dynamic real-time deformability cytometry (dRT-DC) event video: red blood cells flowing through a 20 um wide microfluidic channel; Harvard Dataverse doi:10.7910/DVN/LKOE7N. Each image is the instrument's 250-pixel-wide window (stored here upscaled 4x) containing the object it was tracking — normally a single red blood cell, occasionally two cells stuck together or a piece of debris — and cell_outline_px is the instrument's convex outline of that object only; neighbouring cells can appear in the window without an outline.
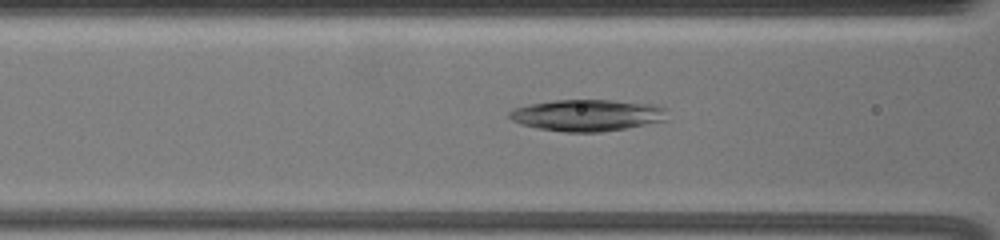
{"species": "common noctule bat (a hibernating species)", "species_latin": "Nyctalus noctula", "temperature_condition": "warm", "stored_images_in_passage": 44, "camera_frame_rate_fps": 3000, "um_per_image_px": 0.085, "animal": {"sex": "female", "body_mass_g": 19.5, "forearm_length_mm": 54.1}, "frame": {"image": 1, "passage_image": 15, "time_ms": 4.667, "image_size_px": [1000, 240], "cell_outline_px": [[668, 120], [604, 132], [564, 132], [536, 128], [520, 124], [512, 120], [508, 116], [508, 112], [512, 108], [528, 104], [552, 100], [612, 100], [652, 104], [664, 108]], "centroid_in_image_um": [49.87, 9.8], "position_along_channel_um": 116.7, "area_um2": 29.3}}
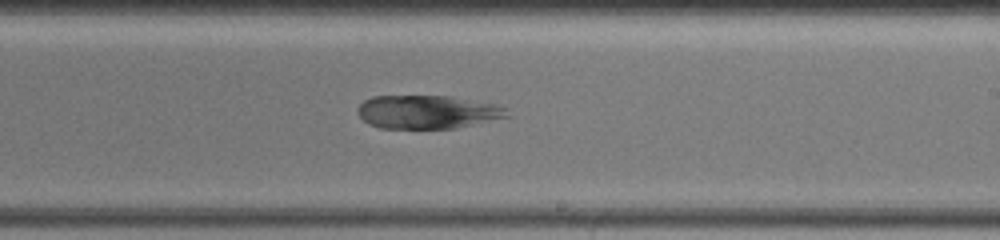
{"frame": {"image": 2, "passage_image": 27, "time_ms": 8.667, "image_size_px": [1000, 240], "cell_outline_px": [[512, 116], [456, 128], [380, 128], [368, 124], [356, 112], [356, 108], [364, 100], [372, 96], [448, 96], [492, 104], [504, 108]], "centroid_in_image_um": [36.28, 9.52], "position_along_channel_um": 252.7, "area_um2": 28.96}}
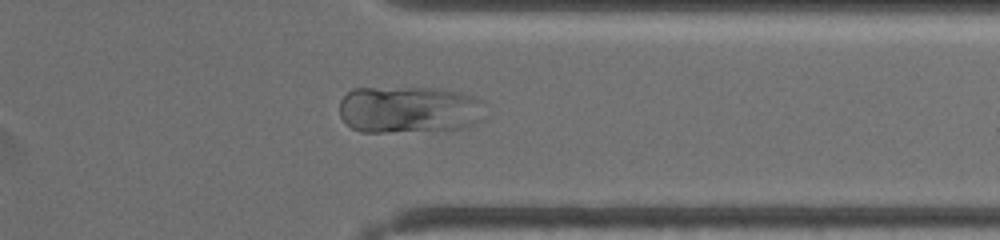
{"frame": {"image": 3, "passage_image": 38, "time_ms": 12.333, "image_size_px": [1000, 240], "cell_outline_px": [[488, 116], [484, 120], [476, 124], [464, 128], [444, 132], [360, 132], [344, 124], [340, 116], [340, 100], [352, 88], [436, 88], [456, 92], [472, 96], [484, 100], [488, 104]], "centroid_in_image_um": [34.89, 9.36], "position_along_channel_um": 376.5, "area_um2": 41.67}}